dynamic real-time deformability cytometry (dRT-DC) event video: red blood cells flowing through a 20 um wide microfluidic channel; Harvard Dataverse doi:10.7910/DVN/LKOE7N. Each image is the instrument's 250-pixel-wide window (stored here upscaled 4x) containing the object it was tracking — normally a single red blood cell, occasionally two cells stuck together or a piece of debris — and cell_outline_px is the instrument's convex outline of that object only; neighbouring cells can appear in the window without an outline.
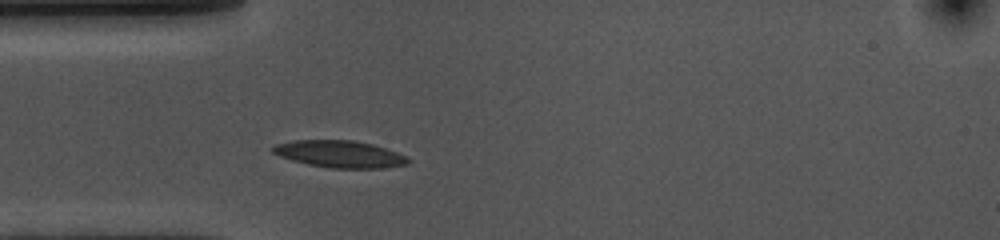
{"species": "common noctule bat (a hibernating species)", "species_latin": "Nyctalus noctula", "temperature_condition": "cold", "stored_images_in_passage": 14, "camera_frame_rate_fps": 3000, "um_per_image_px": 0.085, "animal": {"sex": "female", "body_mass_g": 10.0, "forearm_length_mm": 53.1}, "frame": {"image": 1, "passage_image": 7, "time_ms": 2.0, "image_size_px": [1000, 240], "cell_outline_px": [[408, 164], [384, 168], [332, 168], [308, 164], [292, 160], [280, 156], [272, 152], [272, 148], [276, 144], [292, 140], [352, 140], [372, 144], [408, 156]], "centroid_in_image_um": [28.87, 13.09], "position_along_channel_um": 56.1, "area_um2": 21.15}}
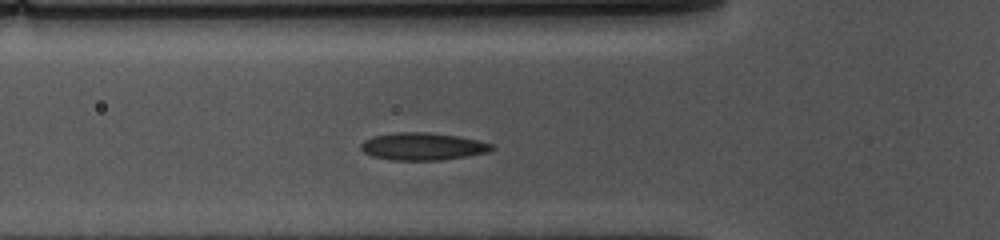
{"frame": {"image": 2, "passage_image": 10, "time_ms": 3.0, "image_size_px": [1000, 240], "cell_outline_px": [[496, 148], [488, 152], [440, 160], [392, 160], [372, 156], [364, 152], [360, 148], [360, 144], [364, 140], [372, 136], [396, 132], [428, 132], [456, 136], [480, 140], [492, 144]], "centroid_in_image_um": [35.91, 12.44], "position_along_channel_um": 89.9, "area_um2": 20.92}}